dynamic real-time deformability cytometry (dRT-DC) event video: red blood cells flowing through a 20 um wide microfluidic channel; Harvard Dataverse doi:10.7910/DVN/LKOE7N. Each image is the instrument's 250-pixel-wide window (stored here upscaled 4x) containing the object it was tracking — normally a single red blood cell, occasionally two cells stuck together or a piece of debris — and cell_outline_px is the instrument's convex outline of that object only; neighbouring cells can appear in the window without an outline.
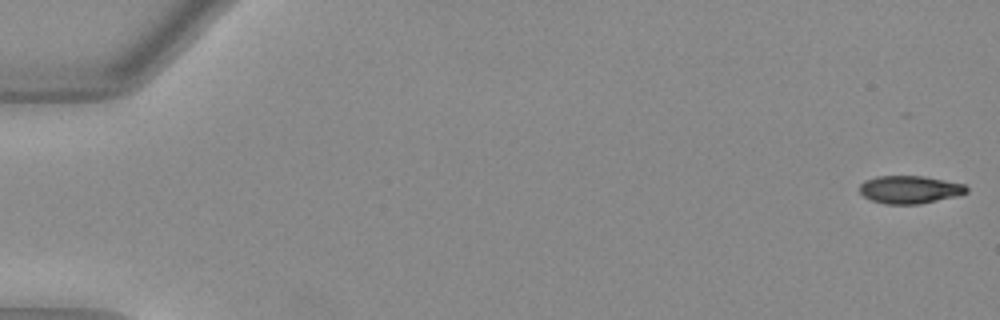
{"species": "Egyptian fruit bat (a non-hibernating species)", "species_latin": "Rousettus aegyptiacus", "temperature_condition": "warm", "stored_images_in_passage": 45, "camera_frame_rate_fps": 3000, "um_per_image_px": 0.085, "animal": {"sex": "female"}, "frame": {"image": 1, "passage_image": 1, "time_ms": 0.0, "image_size_px": [1000, 320], "cell_outline_px": [[968, 192], [956, 196], [920, 204], [884, 204], [872, 200], [864, 196], [860, 192], [860, 184], [864, 180], [876, 176], [924, 176], [964, 184], [968, 188]], "centroid_in_image_um": [77.32, 16.11], "position_along_channel_um": 7.7, "area_um2": 17.34}}
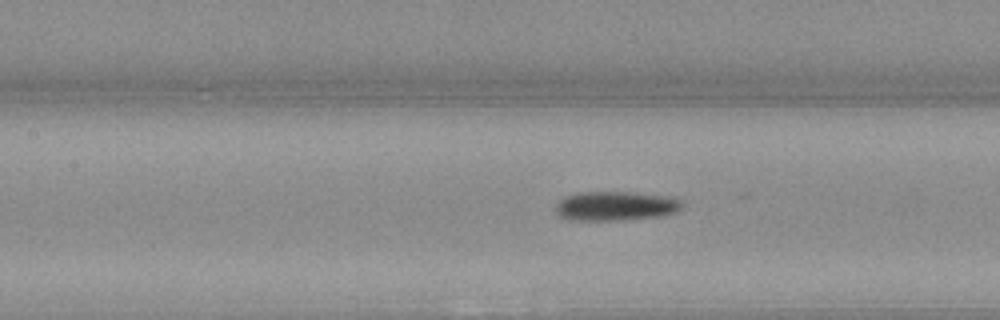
{"frame": {"image": 2, "passage_image": 24, "time_ms": 7.667, "image_size_px": [1000, 320], "cell_outline_px": [[680, 208], [672, 212], [660, 216], [624, 220], [572, 220], [560, 216], [556, 212], [556, 204], [560, 200], [576, 192], [632, 192], [668, 196], [680, 200]], "centroid_in_image_um": [52.28, 17.5], "position_along_channel_um": 155.1, "area_um2": 21.33}}
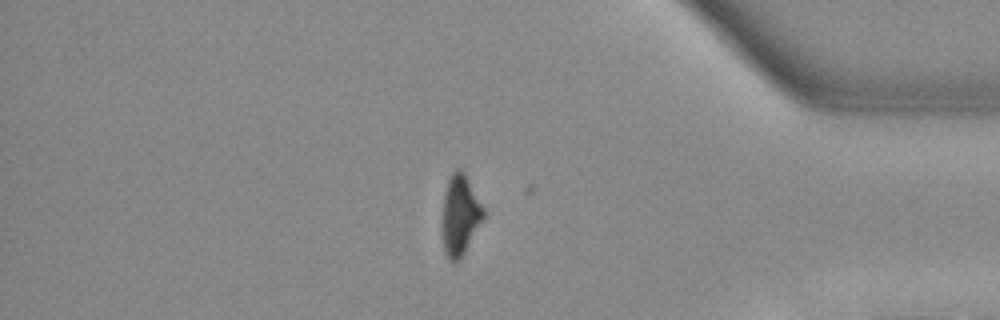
{"frame": {"image": 3, "passage_image": 44, "time_ms": 14.333, "image_size_px": [1000, 320], "cell_outline_px": [[484, 216], [464, 252], [452, 264], [448, 260], [444, 248], [444, 192], [448, 180], [452, 172], [456, 168], [460, 168], [464, 172], [484, 208]], "centroid_in_image_um": [39.11, 18.23], "position_along_channel_um": 396.1, "area_um2": 18.5}, "authors_computed_cell_mechanics": {"area_um2": 20.23, "velocity_mm_per_s": 4.0085, "shape_relaxation_time_tau1_ms": 3.0275, "shape_relaxation_time_tau2_ms": 5.294, "deformation_change_tau1": 0.1681, "deformation_change_tau2": 0.1262}}